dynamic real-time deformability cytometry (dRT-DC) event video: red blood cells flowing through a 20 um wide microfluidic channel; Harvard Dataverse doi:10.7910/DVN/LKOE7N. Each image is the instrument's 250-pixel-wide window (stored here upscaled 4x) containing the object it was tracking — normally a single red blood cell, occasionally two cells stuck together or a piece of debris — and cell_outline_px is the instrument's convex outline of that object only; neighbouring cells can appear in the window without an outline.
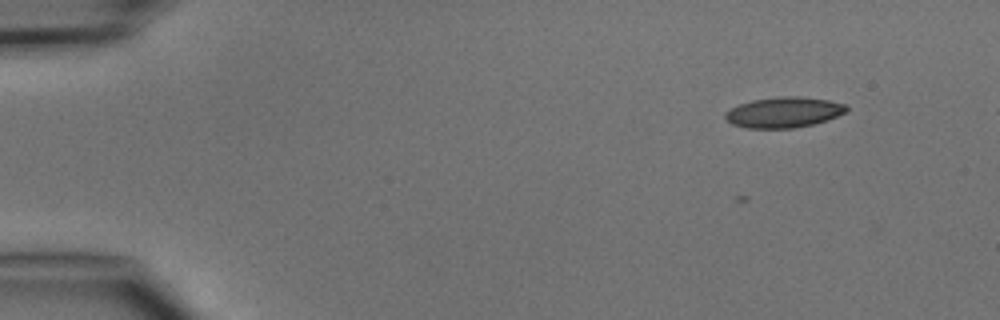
{"species": "common noctule bat (a hibernating species)", "species_latin": "Nyctalus noctula", "temperature_condition": "cold", "stored_images_in_passage": 4, "camera_frame_rate_fps": 3000, "um_per_image_px": 0.085, "animal": {"sex": "male", "body_mass_g": 15.6}, "frame": {"image": 1, "passage_image": 1, "time_ms": 0.0, "image_size_px": [1000, 320], "cell_outline_px": [[848, 108], [844, 112], [836, 116], [812, 124], [792, 128], [744, 128], [732, 124], [724, 120], [724, 112], [740, 104], [752, 100], [780, 96], [800, 96], [828, 100], [848, 104]], "centroid_in_image_um": [66.58, 9.54], "position_along_channel_um": 18.4, "area_um2": 21.56}}